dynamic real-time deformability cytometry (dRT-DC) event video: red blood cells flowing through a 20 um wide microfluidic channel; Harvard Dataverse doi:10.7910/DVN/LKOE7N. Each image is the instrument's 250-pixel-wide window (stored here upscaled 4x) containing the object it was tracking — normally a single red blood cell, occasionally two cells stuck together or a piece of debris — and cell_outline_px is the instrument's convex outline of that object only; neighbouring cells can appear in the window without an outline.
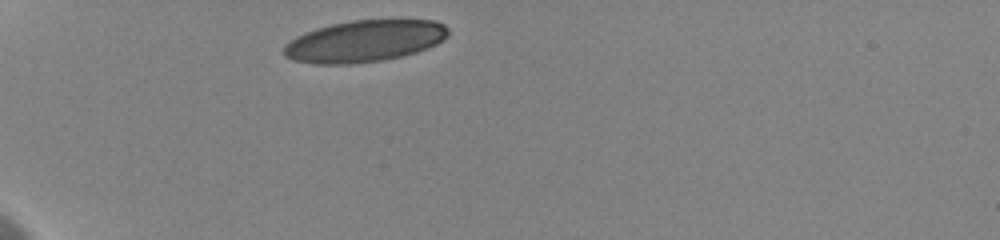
{"species": "human", "species_latin": "Homo sapiens", "temperature_condition": "cold", "stored_images_in_passage": 23, "camera_frame_rate_fps": 3000, "um_per_image_px": 0.085, "donor": {"sex": "female"}, "frame": {"image": 1, "passage_image": 1, "time_ms": 0.0, "image_size_px": [1000, 240], "cell_outline_px": [[448, 36], [444, 40], [436, 44], [416, 52], [400, 56], [380, 60], [348, 64], [316, 64], [296, 60], [284, 56], [284, 44], [296, 36], [304, 32], [316, 28], [332, 24], [352, 20], [436, 20], [444, 24], [448, 28]], "centroid_in_image_um": [30.98, 3.48], "position_along_channel_um": 54.0, "area_um2": 39.82}}
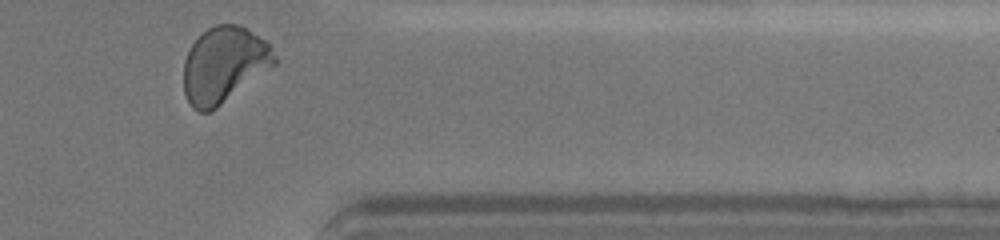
{"frame": {"image": 2, "passage_image": 23, "time_ms": 10.333, "image_size_px": [1000, 240], "cell_outline_px": [[276, 64], [216, 108], [208, 112], [200, 112], [192, 108], [184, 92], [184, 60], [192, 44], [208, 28], [216, 24], [236, 24], [268, 40], [272, 44], [276, 56]], "centroid_in_image_um": [19.06, 5.5], "position_along_channel_um": 392.3, "area_um2": 40.06}, "authors_computed_cell_mechanics": {"area_um2": 39.8242, "velocity_mm_per_s": 3.6123, "shape_relaxation_time_tau1_ms": 4.9648, "shape_relaxation_time_tau2_ms": 0.8248, "deformation_change_tau1": 0.1505, "deformation_change_tau2": 0.0514}}